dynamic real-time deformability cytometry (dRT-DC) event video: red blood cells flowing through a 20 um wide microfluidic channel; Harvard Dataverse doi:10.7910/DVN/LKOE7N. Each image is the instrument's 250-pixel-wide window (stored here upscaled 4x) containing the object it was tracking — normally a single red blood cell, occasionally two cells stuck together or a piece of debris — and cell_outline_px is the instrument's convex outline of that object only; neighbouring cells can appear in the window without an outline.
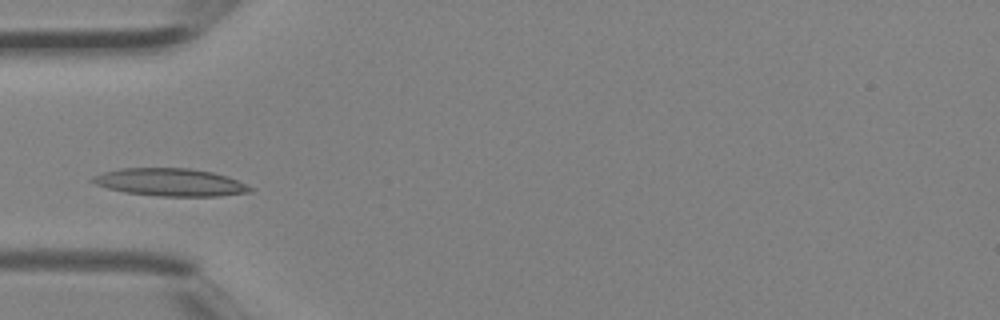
{"species": "Egyptian fruit bat (a non-hibernating species)", "species_latin": "Rousettus aegyptiacus", "temperature_condition": "room temperature", "stored_images_in_passage": 1, "camera_frame_rate_fps": 3000, "um_per_image_px": 0.085, "animal": {"sex": "female"}, "frame": {"image": 1, "passage_image": 1, "time_ms": 0.0, "image_size_px": [1000, 320], "cell_outline_px": [[256, 188], [252, 192], [220, 196], [160, 196], [124, 192], [108, 188], [96, 184], [88, 180], [92, 176], [104, 172], [120, 168], [188, 168], [212, 172], [228, 176]], "centroid_in_image_um": [14.51, 15.49], "position_along_channel_um": 70.5, "area_um2": 25.55}}